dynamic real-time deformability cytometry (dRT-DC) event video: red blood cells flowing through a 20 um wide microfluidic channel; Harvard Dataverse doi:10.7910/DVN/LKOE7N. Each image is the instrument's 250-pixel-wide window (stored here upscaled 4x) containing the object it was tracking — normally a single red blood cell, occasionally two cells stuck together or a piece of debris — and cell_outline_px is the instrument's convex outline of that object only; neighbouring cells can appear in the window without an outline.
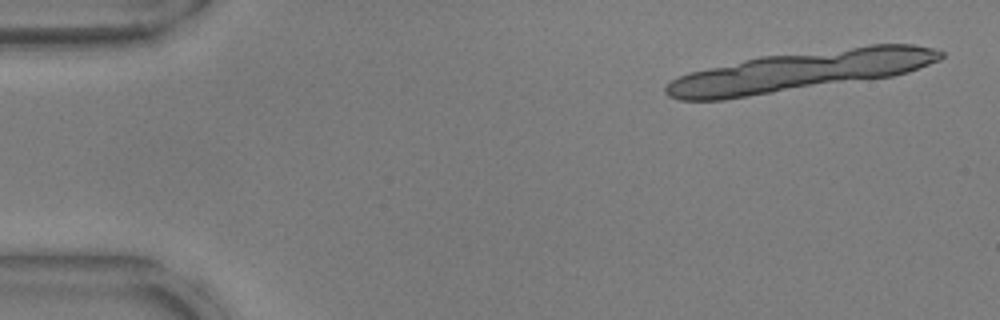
{"species": "common noctule bat (a hibernating species)", "species_latin": "Nyctalus noctula", "temperature_condition": "warm", "stored_images_in_passage": 7, "camera_frame_rate_fps": 3000, "um_per_image_px": 0.085, "animal": {"sex": "male", "body_mass_g": 17.9, "forearm_length_mm": 54.2}, "frame": {"image": 1, "passage_image": 1, "time_ms": 0.0, "image_size_px": [1000, 320], "cell_outline_px": [[844, 76], [756, 92], [732, 96], [692, 96], [792, 60], [832, 60]], "centroid_in_image_um": [66.2, 6.61], "position_along_channel_um": 18.8, "area_um2": 17.86}}